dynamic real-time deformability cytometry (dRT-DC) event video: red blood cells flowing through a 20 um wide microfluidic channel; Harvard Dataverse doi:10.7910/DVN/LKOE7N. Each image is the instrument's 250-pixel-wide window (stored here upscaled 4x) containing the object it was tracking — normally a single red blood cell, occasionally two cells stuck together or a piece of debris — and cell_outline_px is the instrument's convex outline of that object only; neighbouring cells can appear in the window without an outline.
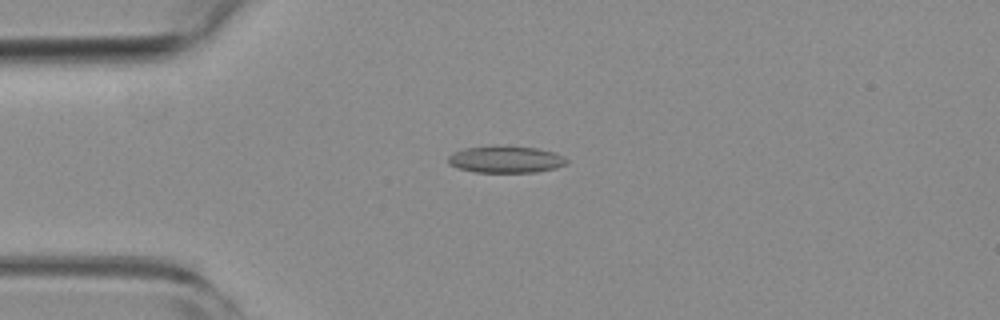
{"species": "common noctule bat (a hibernating species)", "species_latin": "Nyctalus noctula", "temperature_condition": "room temperature", "stored_images_in_passage": 54, "camera_frame_rate_fps": 3000, "um_per_image_px": 0.085, "animal": {"sex": "female", "body_mass_g": 19.3, "forearm_length_mm": 54.1}, "frame": {"image": 1, "passage_image": 13, "time_ms": 4.0, "image_size_px": [1000, 320], "cell_outline_px": [[568, 160], [564, 164], [556, 168], [536, 172], [476, 172], [460, 168], [448, 164], [448, 156], [452, 152], [464, 148], [536, 148], [552, 152], [564, 156]], "centroid_in_image_um": [42.98, 13.59], "position_along_channel_um": 42.0, "area_um2": 17.74}}
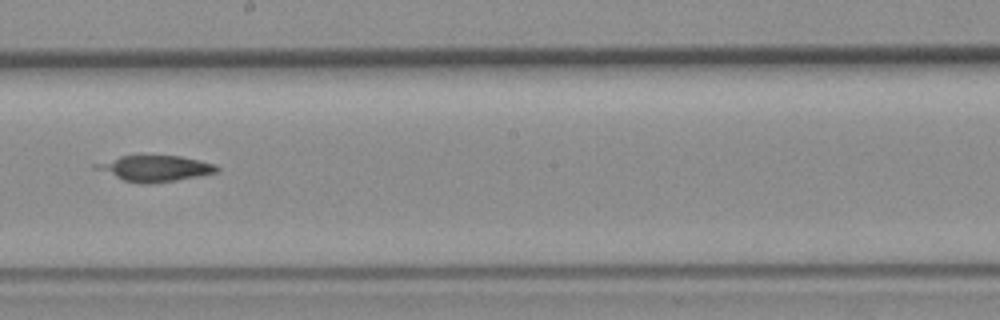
{"frame": {"image": 2, "passage_image": 30, "time_ms": 9.667, "image_size_px": [1000, 320], "cell_outline_px": [[220, 168], [216, 172], [176, 180], [152, 184], [140, 184], [124, 180], [92, 168], [92, 164], [120, 156], [180, 156], [216, 164]], "centroid_in_image_um": [13.13, 14.32], "position_along_channel_um": 235.1, "area_um2": 18.15}}
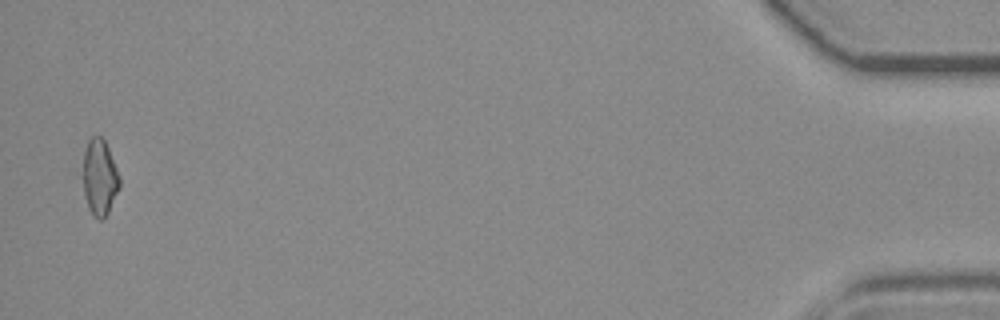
{"frame": {"image": 3, "passage_image": 53, "time_ms": 17.333, "image_size_px": [1000, 320], "cell_outline_px": [[120, 184], [108, 212], [104, 220], [100, 220], [92, 216], [88, 208], [84, 192], [84, 152], [88, 140], [92, 136], [100, 136], [104, 140], [108, 148], [120, 176]], "centroid_in_image_um": [8.47, 15.1], "position_along_channel_um": 426.7, "area_um2": 16.01}}